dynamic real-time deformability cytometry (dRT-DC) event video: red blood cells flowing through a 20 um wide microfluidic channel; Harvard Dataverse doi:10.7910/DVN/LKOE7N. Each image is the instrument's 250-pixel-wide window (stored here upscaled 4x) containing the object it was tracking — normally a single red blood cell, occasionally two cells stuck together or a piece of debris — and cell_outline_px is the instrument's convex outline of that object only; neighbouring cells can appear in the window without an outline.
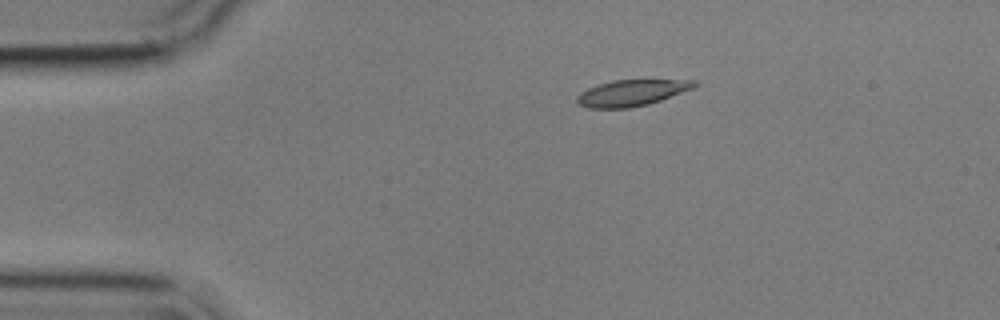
{"species": "common noctule bat (a hibernating species)", "species_latin": "Nyctalus noctula", "temperature_condition": "cold", "stored_images_in_passage": 47, "camera_frame_rate_fps": 3000, "um_per_image_px": 0.085, "animal": {"sex": "male", "body_mass_g": 17.9}, "frame": {"image": 1, "passage_image": 1, "time_ms": 0.0, "image_size_px": [1000, 320], "cell_outline_px": [[700, 84], [692, 88], [660, 100], [648, 104], [628, 108], [588, 108], [580, 104], [576, 100], [576, 96], [580, 92], [588, 88], [612, 80], [696, 80]], "centroid_in_image_um": [53.68, 7.89], "position_along_channel_um": 31.3, "area_um2": 17.74}}
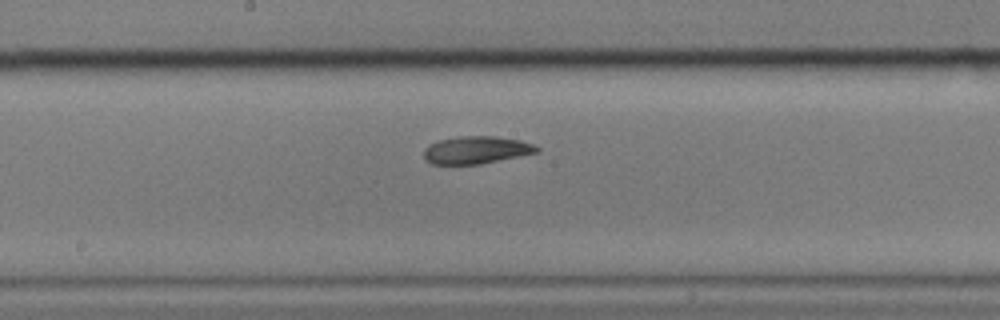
{"frame": {"image": 2, "passage_image": 20, "time_ms": 6.333, "image_size_px": [1000, 320], "cell_outline_px": [[540, 152], [480, 164], [432, 164], [424, 160], [424, 148], [428, 144], [436, 140], [460, 136], [496, 136], [520, 140], [532, 144], [540, 148]], "centroid_in_image_um": [40.46, 12.74], "position_along_channel_um": 207.7, "area_um2": 18.32}}
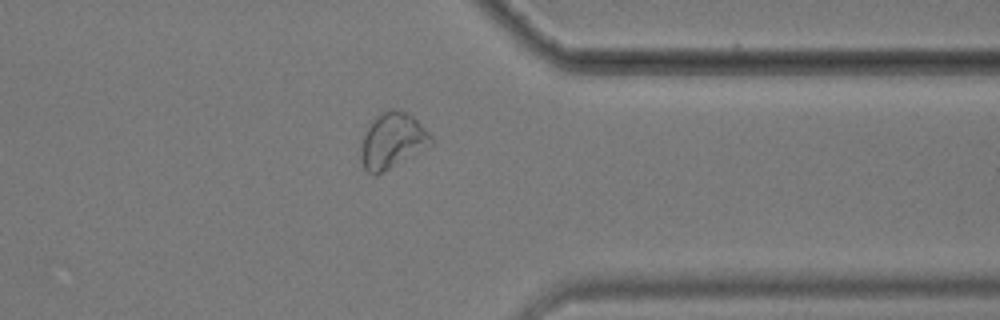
{"frame": {"image": 3, "passage_image": 35, "time_ms": 11.333, "image_size_px": [1000, 320], "cell_outline_px": [[432, 144], [376, 176], [372, 176], [364, 168], [360, 160], [360, 144], [364, 132], [372, 120], [380, 112], [392, 108], [396, 108], [412, 116], [432, 136]], "centroid_in_image_um": [33.29, 11.96], "position_along_channel_um": 378.1, "area_um2": 22.72}, "authors_computed_cell_mechanics": {"area_um2": 18.9584, "velocity_mm_per_s": 3.5341, "shape_relaxation_time_tau1_ms": 3.2396, "shape_relaxation_time_tau2_ms": 3.5578, "deformation_change_tau1": 0.1148, "deformation_change_tau2": 0.0853}}